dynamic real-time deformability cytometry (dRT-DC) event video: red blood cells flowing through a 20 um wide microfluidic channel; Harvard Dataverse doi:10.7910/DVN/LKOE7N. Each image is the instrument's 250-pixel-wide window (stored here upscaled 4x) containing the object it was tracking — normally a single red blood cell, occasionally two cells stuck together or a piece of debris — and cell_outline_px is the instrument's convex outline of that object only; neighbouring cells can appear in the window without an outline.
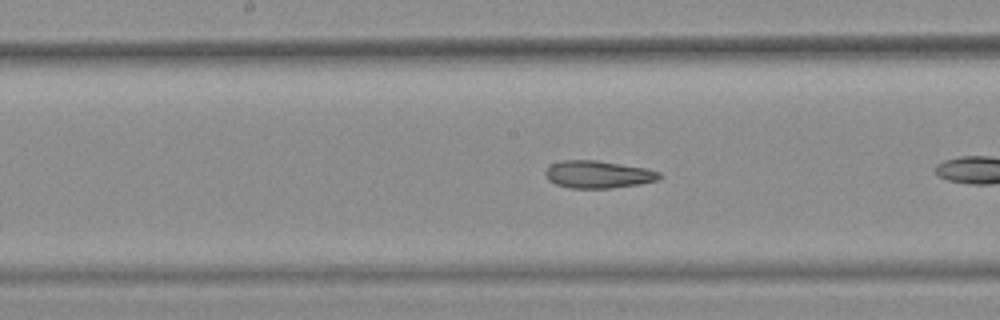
{"species": "common noctule bat (a hibernating species)", "species_latin": "Nyctalus noctula", "temperature_condition": "warm", "stored_images_in_passage": 14, "camera_frame_rate_fps": 3000, "um_per_image_px": 0.085, "animal": {"sex": "female", "body_mass_g": 25.1}, "frame": {"image": 1, "passage_image": 12, "time_ms": 3.667, "image_size_px": [1000, 320], "cell_outline_px": [[664, 176], [660, 180], [640, 184], [608, 188], [568, 188], [556, 184], [548, 180], [544, 172], [552, 164], [560, 160], [596, 160], [644, 168], [660, 172]], "centroid_in_image_um": [50.85, 14.83], "position_along_channel_um": 197.3, "area_um2": 18.26}}